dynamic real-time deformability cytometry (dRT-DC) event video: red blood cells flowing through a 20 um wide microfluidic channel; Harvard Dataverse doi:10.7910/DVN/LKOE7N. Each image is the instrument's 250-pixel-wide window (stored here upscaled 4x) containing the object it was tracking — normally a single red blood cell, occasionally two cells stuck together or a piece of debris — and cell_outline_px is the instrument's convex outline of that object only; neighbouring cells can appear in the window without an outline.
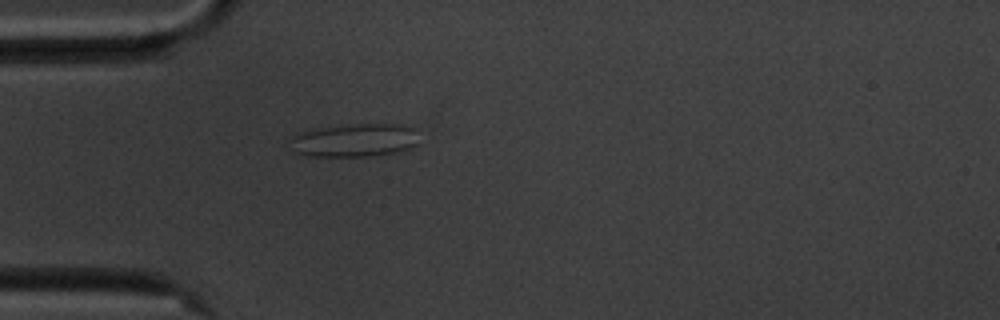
{"species": "common noctule bat (a hibernating species)", "species_latin": "Nyctalus noctula", "temperature_condition": "cold", "stored_images_in_passage": 41, "camera_frame_rate_fps": 3000, "um_per_image_px": 0.085, "animal": {"sex": "male", "body_mass_g": 20.1, "forearm_length_mm": 53.5}, "frame": {"image": 1, "passage_image": 1, "time_ms": 0.0, "image_size_px": [1000, 320], "cell_outline_px": [[416, 144], [408, 148], [396, 152], [368, 156], [308, 156], [296, 152], [288, 140], [296, 132], [308, 128], [356, 124], [396, 124], [416, 128]], "centroid_in_image_um": [30.06, 11.9], "position_along_channel_um": 54.9, "area_um2": 25.14}}
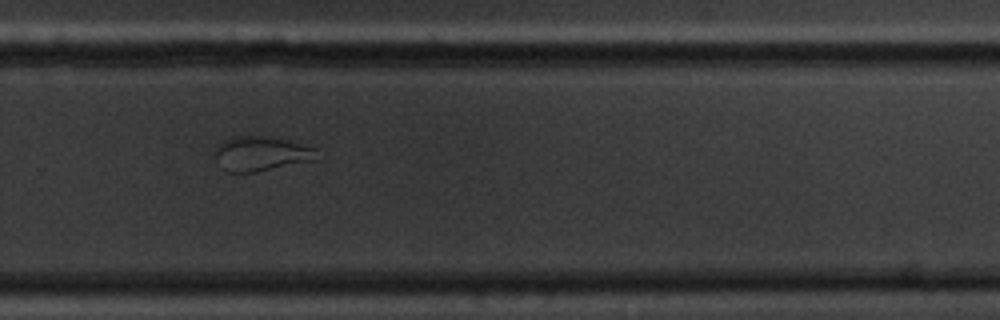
{"frame": {"image": 2, "passage_image": 23, "time_ms": 7.333, "image_size_px": [1000, 320], "cell_outline_px": [[316, 160], [256, 172], [228, 172], [220, 168], [216, 156], [216, 148], [224, 140], [236, 136], [260, 136], [288, 140], [316, 148]], "centroid_in_image_um": [22.2, 13.07], "position_along_channel_um": 307.6, "area_um2": 20.35}}
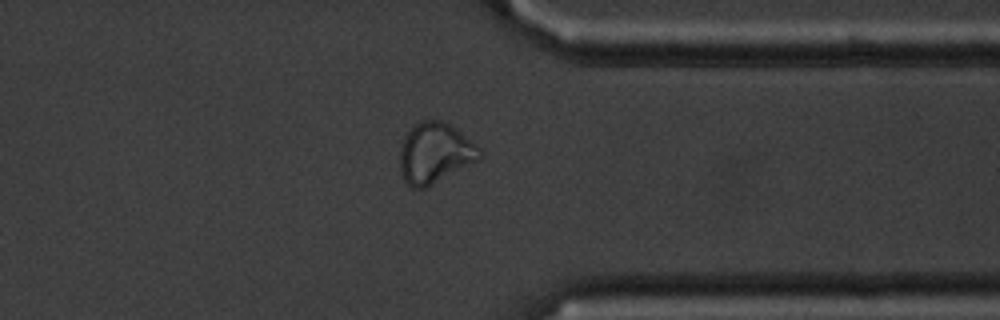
{"frame": {"image": 3, "passage_image": 29, "time_ms": 9.333, "image_size_px": [1000, 320], "cell_outline_px": [[484, 152], [480, 160], [424, 188], [412, 188], [404, 180], [400, 172], [400, 148], [404, 136], [420, 120], [440, 120], [456, 128], [480, 148]], "centroid_in_image_um": [36.98, 13.01], "position_along_channel_um": 374.4, "area_um2": 28.09}, "authors_computed_cell_mechanics": {"area_um2": 20.9236, "velocity_mm_per_s": 3.5253, "shape_relaxation_time_tau1_ms": null, "shape_relaxation_time_tau2_ms": 1.7553, "deformation_change_tau1": null, "deformation_change_tau2": 0.0958}}